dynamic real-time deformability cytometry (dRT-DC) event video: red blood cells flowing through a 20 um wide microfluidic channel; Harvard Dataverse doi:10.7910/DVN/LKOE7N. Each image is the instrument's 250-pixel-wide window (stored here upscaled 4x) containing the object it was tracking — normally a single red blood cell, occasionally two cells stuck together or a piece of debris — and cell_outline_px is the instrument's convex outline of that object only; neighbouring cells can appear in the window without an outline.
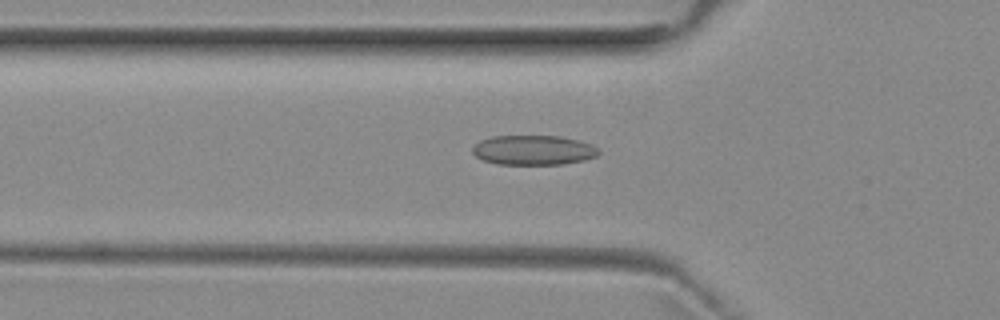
{"species": "common noctule bat (a hibernating species)", "species_latin": "Nyctalus noctula", "temperature_condition": "room temperature", "stored_images_in_passage": 47, "camera_frame_rate_fps": 3000, "um_per_image_px": 0.085, "animal": {"sex": "female", "body_mass_g": 29.2, "forearm_length_mm": 56.3}, "frame": {"image": 1, "passage_image": 16, "time_ms": 5.0, "image_size_px": [1000, 320], "cell_outline_px": [[600, 152], [596, 156], [584, 160], [564, 164], [496, 164], [484, 160], [476, 156], [472, 152], [472, 148], [480, 140], [492, 136], [560, 136], [592, 144]], "centroid_in_image_um": [45.33, 12.76], "position_along_channel_um": 80.5, "area_um2": 21.73}}
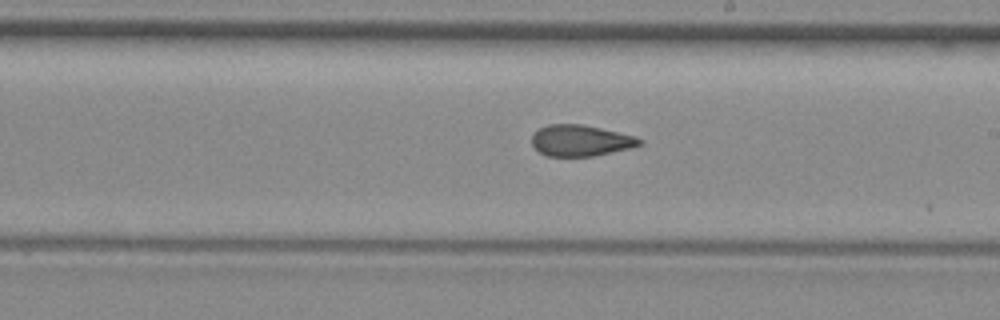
{"frame": {"image": 2, "passage_image": 28, "time_ms": 9.0, "image_size_px": [1000, 320], "cell_outline_px": [[644, 140], [640, 144], [632, 148], [592, 156], [548, 156], [540, 152], [532, 144], [532, 132], [548, 124], [580, 124], [600, 128], [636, 136]], "centroid_in_image_um": [49.35, 11.94], "position_along_channel_um": 239.6, "area_um2": 19.54}}
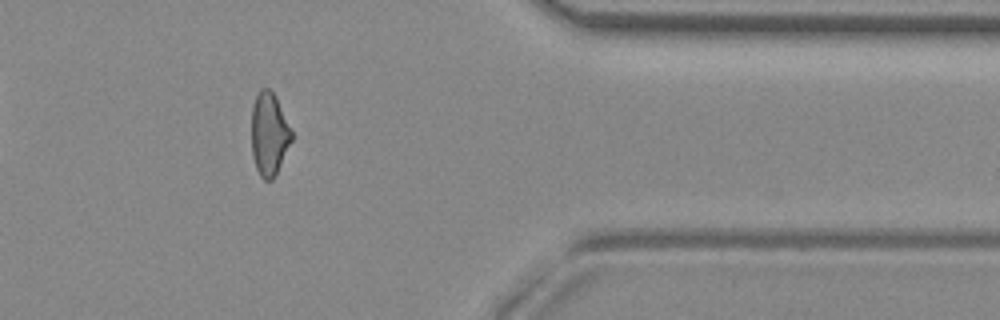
{"frame": {"image": 3, "passage_image": 41, "time_ms": 13.333, "image_size_px": [1000, 320], "cell_outline_px": [[292, 140], [276, 176], [272, 180], [264, 180], [260, 176], [256, 168], [252, 156], [252, 108], [256, 96], [260, 88], [268, 88], [276, 96], [292, 132]], "centroid_in_image_um": [22.88, 11.42], "position_along_channel_um": 388.5, "area_um2": 19.42}, "authors_computed_cell_mechanics": {"area_um2": 20.2878, "velocity_mm_per_s": 3.9661, "shape_relaxation_time_tau1_ms": null, "shape_relaxation_time_tau2_ms": 2.3268, "deformation_change_tau1": null, "deformation_change_tau2": 0.0914}}